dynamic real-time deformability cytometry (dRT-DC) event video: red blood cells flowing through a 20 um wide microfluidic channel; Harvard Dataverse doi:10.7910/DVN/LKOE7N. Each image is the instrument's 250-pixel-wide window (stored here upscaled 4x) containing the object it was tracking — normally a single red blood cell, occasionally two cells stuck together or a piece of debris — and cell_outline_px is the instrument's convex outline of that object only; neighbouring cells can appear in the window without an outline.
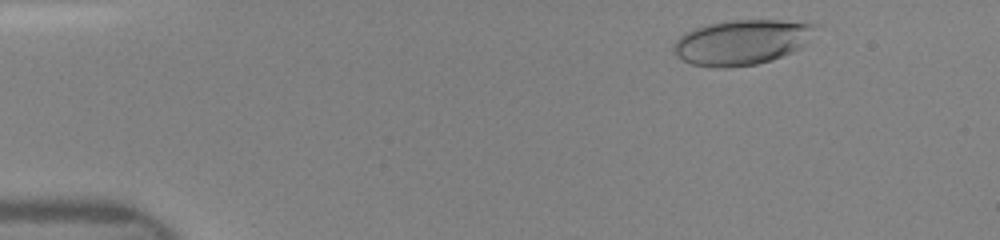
{"species": "human", "species_latin": "Homo sapiens", "temperature_condition": "room temperature", "stored_images_in_passage": 52, "camera_frame_rate_fps": 3000, "um_per_image_px": 0.085, "donor": {"sex": "female"}, "frame": {"image": 1, "passage_image": 4, "time_ms": 1.0, "image_size_px": [1000, 240], "cell_outline_px": [[816, 24], [804, 44], [800, 48], [792, 52], [772, 60], [756, 64], [728, 68], [720, 68], [692, 64], [676, 56], [672, 48], [672, 44], [684, 32], [708, 24], [732, 20], [780, 20]], "centroid_in_image_um": [62.98, 3.6], "position_along_channel_um": 22.0, "area_um2": 36.88}}
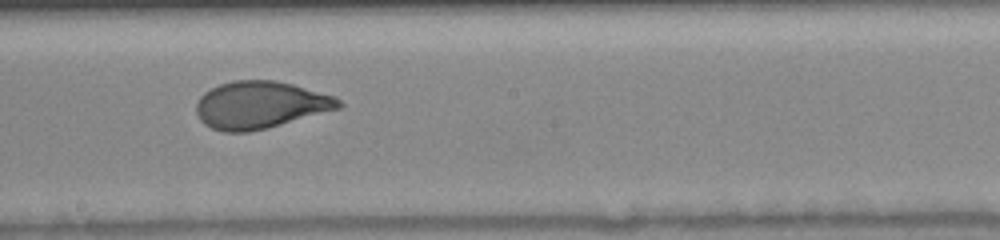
{"frame": {"image": 2, "passage_image": 32, "time_ms": 8.0, "image_size_px": [1000, 240], "cell_outline_px": [[344, 104], [340, 108], [268, 128], [248, 132], [224, 132], [212, 128], [204, 124], [200, 120], [196, 112], [196, 104], [200, 96], [204, 92], [220, 84], [232, 80], [276, 80], [292, 84], [336, 96]], "centroid_in_image_um": [22.12, 8.92], "position_along_channel_um": 226.1, "area_um2": 39.36}}
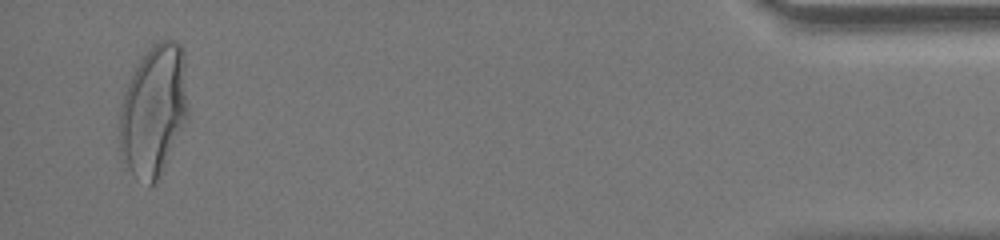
{"frame": {"image": 3, "passage_image": 50, "time_ms": 14.333, "image_size_px": [1000, 240], "cell_outline_px": [[188, 120], [156, 180], [148, 188], [128, 168], [120, 144], [120, 112], [124, 96], [128, 84], [140, 60], [148, 48], [152, 44], [160, 40], [172, 40], [180, 44], [184, 48], [188, 104]], "centroid_in_image_um": [13.11, 9.34], "position_along_channel_um": 422.1, "area_um2": 51.9}}